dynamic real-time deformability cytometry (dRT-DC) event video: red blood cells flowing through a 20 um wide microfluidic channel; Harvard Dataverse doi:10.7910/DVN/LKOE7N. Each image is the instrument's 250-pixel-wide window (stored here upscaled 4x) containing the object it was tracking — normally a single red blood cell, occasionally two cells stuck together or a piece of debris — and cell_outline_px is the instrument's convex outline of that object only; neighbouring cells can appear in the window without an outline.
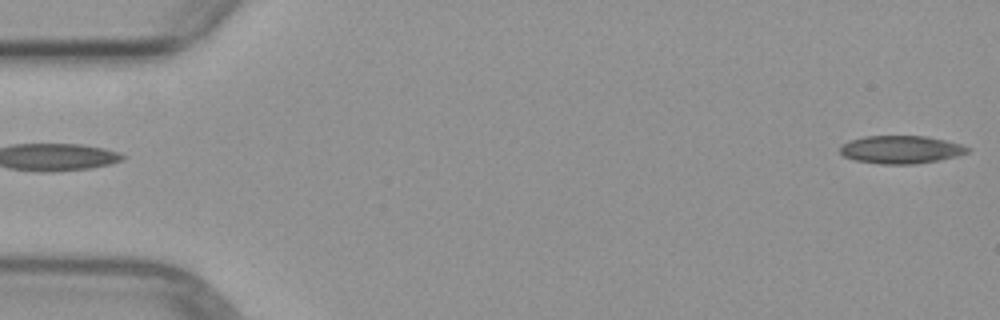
{"species": "common noctule bat (a hibernating species)", "species_latin": "Nyctalus noctula", "temperature_condition": "warm", "stored_images_in_passage": 5, "segment_of_instrument_passage": [2, 2], "camera_frame_rate_fps": 3000, "um_per_image_px": 0.085, "animal": {"sex": "female", "body_mass_g": 29.2, "forearm_length_mm": 56.3}, "frame": {"image": 1, "passage_image": 5, "time_ms": 4.667, "image_size_px": [1000, 320], "cell_outline_px": [[972, 148], [968, 152], [956, 156], [916, 164], [880, 164], [856, 160], [844, 156], [840, 152], [840, 144], [848, 140], [864, 136], [924, 136], [944, 140], [960, 144]], "centroid_in_image_um": [76.54, 12.71], "position_along_channel_um": 8.5, "area_um2": 20.69}}